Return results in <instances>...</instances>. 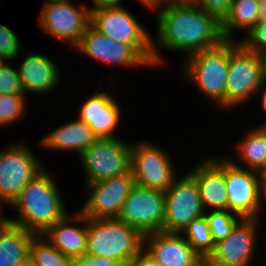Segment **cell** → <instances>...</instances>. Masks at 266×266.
Returning <instances> with one entry per match:
<instances>
[{"label": "cell", "mask_w": 266, "mask_h": 266, "mask_svg": "<svg viewBox=\"0 0 266 266\" xmlns=\"http://www.w3.org/2000/svg\"><path fill=\"white\" fill-rule=\"evenodd\" d=\"M91 8L105 7V6H122L124 0H91ZM123 1V2H122Z\"/></svg>", "instance_id": "8d00e7d4"}, {"label": "cell", "mask_w": 266, "mask_h": 266, "mask_svg": "<svg viewBox=\"0 0 266 266\" xmlns=\"http://www.w3.org/2000/svg\"><path fill=\"white\" fill-rule=\"evenodd\" d=\"M26 95L0 94V126H9L24 118L27 109Z\"/></svg>", "instance_id": "f1b7e54d"}, {"label": "cell", "mask_w": 266, "mask_h": 266, "mask_svg": "<svg viewBox=\"0 0 266 266\" xmlns=\"http://www.w3.org/2000/svg\"><path fill=\"white\" fill-rule=\"evenodd\" d=\"M19 40L17 34L10 27L0 24V57L4 61H12L13 64L14 60L20 59L22 48Z\"/></svg>", "instance_id": "f546056e"}, {"label": "cell", "mask_w": 266, "mask_h": 266, "mask_svg": "<svg viewBox=\"0 0 266 266\" xmlns=\"http://www.w3.org/2000/svg\"><path fill=\"white\" fill-rule=\"evenodd\" d=\"M143 5L149 12H155L160 7V0H136Z\"/></svg>", "instance_id": "f35d334b"}, {"label": "cell", "mask_w": 266, "mask_h": 266, "mask_svg": "<svg viewBox=\"0 0 266 266\" xmlns=\"http://www.w3.org/2000/svg\"><path fill=\"white\" fill-rule=\"evenodd\" d=\"M54 248L73 259L86 254L87 217L78 209L53 224L42 235Z\"/></svg>", "instance_id": "ffe728a7"}, {"label": "cell", "mask_w": 266, "mask_h": 266, "mask_svg": "<svg viewBox=\"0 0 266 266\" xmlns=\"http://www.w3.org/2000/svg\"><path fill=\"white\" fill-rule=\"evenodd\" d=\"M3 205L0 204V229L3 228L7 222H8V217L9 215H4L5 213L2 212V210H4V208L2 207Z\"/></svg>", "instance_id": "7bdbcfd3"}, {"label": "cell", "mask_w": 266, "mask_h": 266, "mask_svg": "<svg viewBox=\"0 0 266 266\" xmlns=\"http://www.w3.org/2000/svg\"><path fill=\"white\" fill-rule=\"evenodd\" d=\"M260 94V95H259ZM259 95V96H258ZM256 97H260V105H261V110L266 114V82H263L260 86V88L257 90ZM263 124H266L264 121Z\"/></svg>", "instance_id": "74e56055"}, {"label": "cell", "mask_w": 266, "mask_h": 266, "mask_svg": "<svg viewBox=\"0 0 266 266\" xmlns=\"http://www.w3.org/2000/svg\"><path fill=\"white\" fill-rule=\"evenodd\" d=\"M153 14L157 29L155 38L152 37L154 68L164 64L162 50L178 52L186 58L195 52L213 48L224 40L220 21L193 3L167 4Z\"/></svg>", "instance_id": "6da1fadb"}, {"label": "cell", "mask_w": 266, "mask_h": 266, "mask_svg": "<svg viewBox=\"0 0 266 266\" xmlns=\"http://www.w3.org/2000/svg\"><path fill=\"white\" fill-rule=\"evenodd\" d=\"M247 131L243 138L238 140L233 149L235 151V157L237 160H232L228 157L235 165L252 169L258 172L266 171V124H260L258 127H251ZM237 153V155H236ZM239 159V160H238ZM242 163V164H240Z\"/></svg>", "instance_id": "603a6c76"}, {"label": "cell", "mask_w": 266, "mask_h": 266, "mask_svg": "<svg viewBox=\"0 0 266 266\" xmlns=\"http://www.w3.org/2000/svg\"><path fill=\"white\" fill-rule=\"evenodd\" d=\"M52 1H60V2H74L72 0H52Z\"/></svg>", "instance_id": "bcb514c9"}, {"label": "cell", "mask_w": 266, "mask_h": 266, "mask_svg": "<svg viewBox=\"0 0 266 266\" xmlns=\"http://www.w3.org/2000/svg\"><path fill=\"white\" fill-rule=\"evenodd\" d=\"M143 250L161 266H198L201 260L182 234L176 232L143 235Z\"/></svg>", "instance_id": "d6986e66"}, {"label": "cell", "mask_w": 266, "mask_h": 266, "mask_svg": "<svg viewBox=\"0 0 266 266\" xmlns=\"http://www.w3.org/2000/svg\"><path fill=\"white\" fill-rule=\"evenodd\" d=\"M263 83L262 61L256 52L230 40V60L226 83V111L254 100Z\"/></svg>", "instance_id": "8992f818"}, {"label": "cell", "mask_w": 266, "mask_h": 266, "mask_svg": "<svg viewBox=\"0 0 266 266\" xmlns=\"http://www.w3.org/2000/svg\"><path fill=\"white\" fill-rule=\"evenodd\" d=\"M102 64L139 69L152 66L131 46L121 43L88 26L79 45L74 49Z\"/></svg>", "instance_id": "2e32d148"}, {"label": "cell", "mask_w": 266, "mask_h": 266, "mask_svg": "<svg viewBox=\"0 0 266 266\" xmlns=\"http://www.w3.org/2000/svg\"><path fill=\"white\" fill-rule=\"evenodd\" d=\"M127 266H161L142 250Z\"/></svg>", "instance_id": "e575fe53"}, {"label": "cell", "mask_w": 266, "mask_h": 266, "mask_svg": "<svg viewBox=\"0 0 266 266\" xmlns=\"http://www.w3.org/2000/svg\"><path fill=\"white\" fill-rule=\"evenodd\" d=\"M116 100L108 91L96 89L77 111V117L92 129L98 139L118 138L115 131L121 124L122 110Z\"/></svg>", "instance_id": "ac0fdd59"}, {"label": "cell", "mask_w": 266, "mask_h": 266, "mask_svg": "<svg viewBox=\"0 0 266 266\" xmlns=\"http://www.w3.org/2000/svg\"><path fill=\"white\" fill-rule=\"evenodd\" d=\"M51 174L45 167L26 184L18 198L9 206L18 212L15 217H8L10 223L35 235H43L69 213L62 198V191Z\"/></svg>", "instance_id": "7a4b0ae2"}, {"label": "cell", "mask_w": 266, "mask_h": 266, "mask_svg": "<svg viewBox=\"0 0 266 266\" xmlns=\"http://www.w3.org/2000/svg\"><path fill=\"white\" fill-rule=\"evenodd\" d=\"M266 202V172L261 173L260 179V218L263 217L261 214L263 213V203Z\"/></svg>", "instance_id": "d590c367"}, {"label": "cell", "mask_w": 266, "mask_h": 266, "mask_svg": "<svg viewBox=\"0 0 266 266\" xmlns=\"http://www.w3.org/2000/svg\"><path fill=\"white\" fill-rule=\"evenodd\" d=\"M262 61V73H263V82H266V52L260 54Z\"/></svg>", "instance_id": "ee69618b"}, {"label": "cell", "mask_w": 266, "mask_h": 266, "mask_svg": "<svg viewBox=\"0 0 266 266\" xmlns=\"http://www.w3.org/2000/svg\"><path fill=\"white\" fill-rule=\"evenodd\" d=\"M34 233L9 221L0 229V266H17L29 259Z\"/></svg>", "instance_id": "cb8c5ba5"}, {"label": "cell", "mask_w": 266, "mask_h": 266, "mask_svg": "<svg viewBox=\"0 0 266 266\" xmlns=\"http://www.w3.org/2000/svg\"><path fill=\"white\" fill-rule=\"evenodd\" d=\"M165 218L162 231L181 233L194 219L205 211L201 204L199 189L195 179L188 173L174 179L164 192Z\"/></svg>", "instance_id": "8fae6325"}, {"label": "cell", "mask_w": 266, "mask_h": 266, "mask_svg": "<svg viewBox=\"0 0 266 266\" xmlns=\"http://www.w3.org/2000/svg\"><path fill=\"white\" fill-rule=\"evenodd\" d=\"M258 21L266 22V0H258Z\"/></svg>", "instance_id": "ab89813d"}, {"label": "cell", "mask_w": 266, "mask_h": 266, "mask_svg": "<svg viewBox=\"0 0 266 266\" xmlns=\"http://www.w3.org/2000/svg\"><path fill=\"white\" fill-rule=\"evenodd\" d=\"M230 60V40L195 52L183 59V79L193 84L211 104L226 110V83ZM214 103H213V102Z\"/></svg>", "instance_id": "3957f363"}, {"label": "cell", "mask_w": 266, "mask_h": 266, "mask_svg": "<svg viewBox=\"0 0 266 266\" xmlns=\"http://www.w3.org/2000/svg\"><path fill=\"white\" fill-rule=\"evenodd\" d=\"M181 234L200 257H209L214 251L215 243L212 240L205 215L194 219L183 229Z\"/></svg>", "instance_id": "4316f807"}, {"label": "cell", "mask_w": 266, "mask_h": 266, "mask_svg": "<svg viewBox=\"0 0 266 266\" xmlns=\"http://www.w3.org/2000/svg\"><path fill=\"white\" fill-rule=\"evenodd\" d=\"M26 54L20 67H16L25 94H51L60 84L59 65L47 55L30 51Z\"/></svg>", "instance_id": "44dd1931"}, {"label": "cell", "mask_w": 266, "mask_h": 266, "mask_svg": "<svg viewBox=\"0 0 266 266\" xmlns=\"http://www.w3.org/2000/svg\"><path fill=\"white\" fill-rule=\"evenodd\" d=\"M260 218H241L230 235L215 243L209 259L223 266H251L261 228Z\"/></svg>", "instance_id": "9a60e30c"}, {"label": "cell", "mask_w": 266, "mask_h": 266, "mask_svg": "<svg viewBox=\"0 0 266 266\" xmlns=\"http://www.w3.org/2000/svg\"><path fill=\"white\" fill-rule=\"evenodd\" d=\"M25 143L15 142L0 150V204L11 206L26 184L45 168Z\"/></svg>", "instance_id": "52a82bcc"}, {"label": "cell", "mask_w": 266, "mask_h": 266, "mask_svg": "<svg viewBox=\"0 0 266 266\" xmlns=\"http://www.w3.org/2000/svg\"><path fill=\"white\" fill-rule=\"evenodd\" d=\"M91 25L107 37L131 45L153 67L152 36L130 9L124 5L91 8Z\"/></svg>", "instance_id": "5b68a950"}, {"label": "cell", "mask_w": 266, "mask_h": 266, "mask_svg": "<svg viewBox=\"0 0 266 266\" xmlns=\"http://www.w3.org/2000/svg\"><path fill=\"white\" fill-rule=\"evenodd\" d=\"M5 61L0 57V67L2 66V64L4 63Z\"/></svg>", "instance_id": "7dc6e473"}, {"label": "cell", "mask_w": 266, "mask_h": 266, "mask_svg": "<svg viewBox=\"0 0 266 266\" xmlns=\"http://www.w3.org/2000/svg\"><path fill=\"white\" fill-rule=\"evenodd\" d=\"M17 266H33L32 262L28 259L26 261H24L21 264H18Z\"/></svg>", "instance_id": "f6af8a7d"}, {"label": "cell", "mask_w": 266, "mask_h": 266, "mask_svg": "<svg viewBox=\"0 0 266 266\" xmlns=\"http://www.w3.org/2000/svg\"><path fill=\"white\" fill-rule=\"evenodd\" d=\"M239 42L258 55L266 52V22L257 21Z\"/></svg>", "instance_id": "1f68e13d"}, {"label": "cell", "mask_w": 266, "mask_h": 266, "mask_svg": "<svg viewBox=\"0 0 266 266\" xmlns=\"http://www.w3.org/2000/svg\"><path fill=\"white\" fill-rule=\"evenodd\" d=\"M258 20V0H233L230 10L220 21L223 39L236 41L235 31L246 34Z\"/></svg>", "instance_id": "d4e9b609"}, {"label": "cell", "mask_w": 266, "mask_h": 266, "mask_svg": "<svg viewBox=\"0 0 266 266\" xmlns=\"http://www.w3.org/2000/svg\"><path fill=\"white\" fill-rule=\"evenodd\" d=\"M195 0H160V6L167 4L193 3Z\"/></svg>", "instance_id": "60d3db41"}, {"label": "cell", "mask_w": 266, "mask_h": 266, "mask_svg": "<svg viewBox=\"0 0 266 266\" xmlns=\"http://www.w3.org/2000/svg\"><path fill=\"white\" fill-rule=\"evenodd\" d=\"M131 143L118 138L97 139L79 156L84 184L130 172Z\"/></svg>", "instance_id": "9c48e42d"}, {"label": "cell", "mask_w": 266, "mask_h": 266, "mask_svg": "<svg viewBox=\"0 0 266 266\" xmlns=\"http://www.w3.org/2000/svg\"><path fill=\"white\" fill-rule=\"evenodd\" d=\"M135 185L131 171L85 186L87 198L79 211L87 218H118L124 201Z\"/></svg>", "instance_id": "7c38bea8"}, {"label": "cell", "mask_w": 266, "mask_h": 266, "mask_svg": "<svg viewBox=\"0 0 266 266\" xmlns=\"http://www.w3.org/2000/svg\"><path fill=\"white\" fill-rule=\"evenodd\" d=\"M198 266H223V265H220V264L213 262L208 257H201V260H200Z\"/></svg>", "instance_id": "b9f144b4"}, {"label": "cell", "mask_w": 266, "mask_h": 266, "mask_svg": "<svg viewBox=\"0 0 266 266\" xmlns=\"http://www.w3.org/2000/svg\"><path fill=\"white\" fill-rule=\"evenodd\" d=\"M118 218L142 235L162 231L165 218L164 192L135 184Z\"/></svg>", "instance_id": "4fadbf2b"}, {"label": "cell", "mask_w": 266, "mask_h": 266, "mask_svg": "<svg viewBox=\"0 0 266 266\" xmlns=\"http://www.w3.org/2000/svg\"><path fill=\"white\" fill-rule=\"evenodd\" d=\"M227 210L241 218H260L261 172L239 167L225 156Z\"/></svg>", "instance_id": "5bb4252c"}, {"label": "cell", "mask_w": 266, "mask_h": 266, "mask_svg": "<svg viewBox=\"0 0 266 266\" xmlns=\"http://www.w3.org/2000/svg\"><path fill=\"white\" fill-rule=\"evenodd\" d=\"M205 217L214 243L226 239L241 217L228 210L206 211Z\"/></svg>", "instance_id": "83f0119b"}, {"label": "cell", "mask_w": 266, "mask_h": 266, "mask_svg": "<svg viewBox=\"0 0 266 266\" xmlns=\"http://www.w3.org/2000/svg\"><path fill=\"white\" fill-rule=\"evenodd\" d=\"M33 266H74V259L54 248L42 235H35L29 246Z\"/></svg>", "instance_id": "484cf974"}, {"label": "cell", "mask_w": 266, "mask_h": 266, "mask_svg": "<svg viewBox=\"0 0 266 266\" xmlns=\"http://www.w3.org/2000/svg\"><path fill=\"white\" fill-rule=\"evenodd\" d=\"M233 0H195L194 5L213 14L219 21L228 13Z\"/></svg>", "instance_id": "d6a6232c"}, {"label": "cell", "mask_w": 266, "mask_h": 266, "mask_svg": "<svg viewBox=\"0 0 266 266\" xmlns=\"http://www.w3.org/2000/svg\"><path fill=\"white\" fill-rule=\"evenodd\" d=\"M74 266H126L123 262L84 254L83 256L74 259Z\"/></svg>", "instance_id": "836d02e7"}, {"label": "cell", "mask_w": 266, "mask_h": 266, "mask_svg": "<svg viewBox=\"0 0 266 266\" xmlns=\"http://www.w3.org/2000/svg\"><path fill=\"white\" fill-rule=\"evenodd\" d=\"M0 94L25 95L16 66L6 61L0 67Z\"/></svg>", "instance_id": "4dcf8cb0"}, {"label": "cell", "mask_w": 266, "mask_h": 266, "mask_svg": "<svg viewBox=\"0 0 266 266\" xmlns=\"http://www.w3.org/2000/svg\"><path fill=\"white\" fill-rule=\"evenodd\" d=\"M170 155L151 142H132L130 171L135 184L165 192L178 176Z\"/></svg>", "instance_id": "30bf717a"}, {"label": "cell", "mask_w": 266, "mask_h": 266, "mask_svg": "<svg viewBox=\"0 0 266 266\" xmlns=\"http://www.w3.org/2000/svg\"><path fill=\"white\" fill-rule=\"evenodd\" d=\"M38 15L44 33L75 49L91 24V7L81 3L45 0ZM81 6V7H80Z\"/></svg>", "instance_id": "ba28073f"}, {"label": "cell", "mask_w": 266, "mask_h": 266, "mask_svg": "<svg viewBox=\"0 0 266 266\" xmlns=\"http://www.w3.org/2000/svg\"><path fill=\"white\" fill-rule=\"evenodd\" d=\"M76 118L41 137L38 145L51 151L76 152L80 156L98 138L85 122Z\"/></svg>", "instance_id": "7402d4cb"}, {"label": "cell", "mask_w": 266, "mask_h": 266, "mask_svg": "<svg viewBox=\"0 0 266 266\" xmlns=\"http://www.w3.org/2000/svg\"><path fill=\"white\" fill-rule=\"evenodd\" d=\"M202 158V159H201ZM187 172L197 183L204 211L227 210L225 156L218 154L201 157Z\"/></svg>", "instance_id": "e0dca14e"}, {"label": "cell", "mask_w": 266, "mask_h": 266, "mask_svg": "<svg viewBox=\"0 0 266 266\" xmlns=\"http://www.w3.org/2000/svg\"><path fill=\"white\" fill-rule=\"evenodd\" d=\"M142 250L143 235L119 218H87V255L114 259L127 266Z\"/></svg>", "instance_id": "277c9868"}]
</instances>
